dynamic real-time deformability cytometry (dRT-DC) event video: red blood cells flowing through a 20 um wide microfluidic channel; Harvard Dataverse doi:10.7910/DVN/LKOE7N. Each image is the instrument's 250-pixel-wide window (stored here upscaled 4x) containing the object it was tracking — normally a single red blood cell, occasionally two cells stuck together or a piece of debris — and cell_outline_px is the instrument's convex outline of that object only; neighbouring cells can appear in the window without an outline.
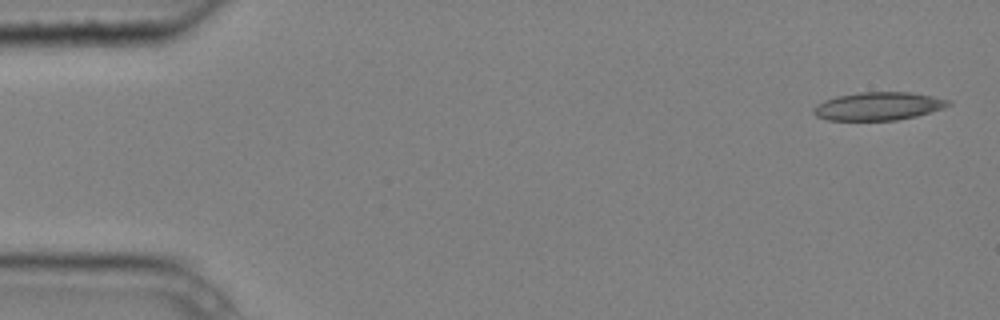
{"species": "common noctule bat (a hibernating species)", "species_latin": "Nyctalus noctula", "temperature_condition": "cold", "stored_images_in_passage": 9, "camera_frame_rate_fps": 3000, "um_per_image_px": 0.085, "animal": {"sex": "male", "body_mass_g": 20.4}, "frame": {"image": 1, "passage_image": 1, "time_ms": 0.0, "image_size_px": [1000, 320], "cell_outline_px": [[952, 104], [944, 108], [916, 116], [896, 120], [828, 120], [816, 116], [812, 112], [812, 108], [824, 100], [836, 96], [860, 92], [908, 92], [932, 96], [948, 100]], "centroid_in_image_um": [74.63, 9.02], "position_along_channel_um": 10.4, "area_um2": 22.02}}
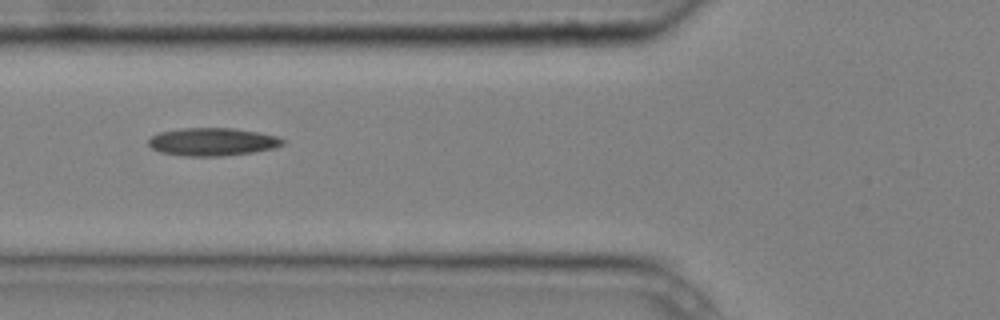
{"frame": {"image": 2, "passage_image": 6, "time_ms": 1.667, "image_size_px": [1000, 320], "cell_outline_px": [[284, 144], [276, 148], [256, 152], [224, 156], [180, 156], [160, 152], [152, 148], [148, 144], [148, 140], [152, 136], [160, 132], [180, 128], [232, 128], [256, 132], [276, 136], [284, 140]], "centroid_in_image_um": [18.05, 12.06], "position_along_channel_um": 107.7, "area_um2": 21.96}}
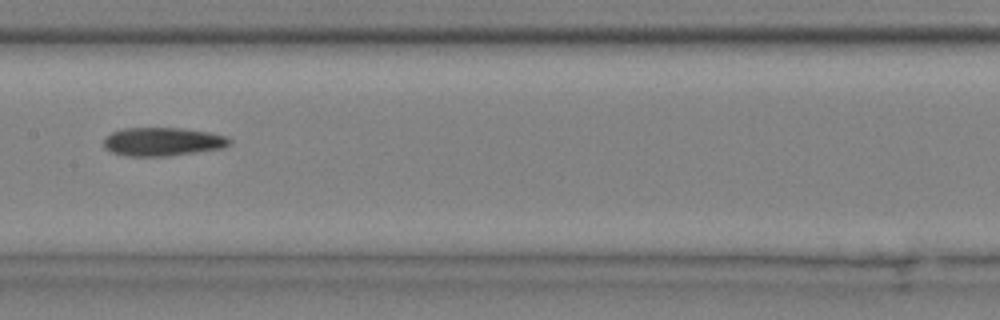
{"frame": {"image": 3, "passage_image": 8, "time_ms": 2.333, "image_size_px": [1000, 320], "cell_outline_px": [[232, 144], [224, 148], [168, 156], [124, 156], [112, 152], [104, 148], [104, 136], [112, 132], [124, 128], [184, 128], [208, 132], [224, 136], [232, 140]], "centroid_in_image_um": [13.81, 12.04], "position_along_channel_um": 193.6, "area_um2": 21.04}}